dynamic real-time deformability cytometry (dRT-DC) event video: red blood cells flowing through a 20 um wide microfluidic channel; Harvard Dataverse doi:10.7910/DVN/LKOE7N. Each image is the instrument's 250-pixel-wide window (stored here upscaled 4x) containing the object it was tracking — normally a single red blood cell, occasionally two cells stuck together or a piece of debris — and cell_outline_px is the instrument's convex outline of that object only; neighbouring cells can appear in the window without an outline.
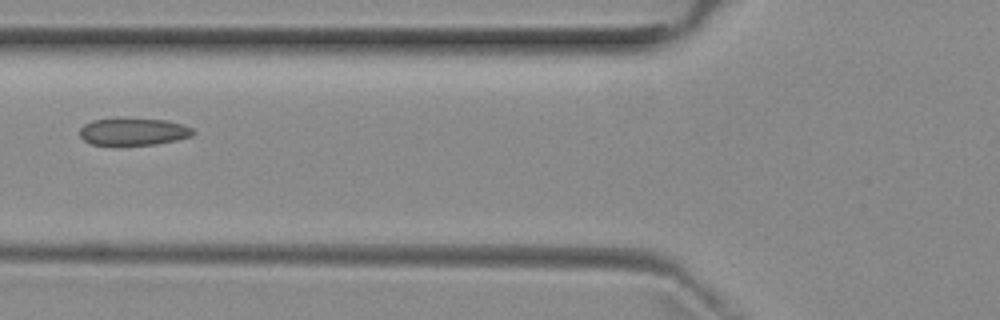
{"species": "common noctule bat (a hibernating species)", "species_latin": "Nyctalus noctula", "temperature_condition": "room temperature", "stored_images_in_passage": 5, "camera_frame_rate_fps": 3000, "um_per_image_px": 0.085, "animal": {"sex": "female", "body_mass_g": 29.2, "forearm_length_mm": 56.3}, "frame": {"image": 1, "passage_image": 4, "time_ms": 3.333, "image_size_px": [1000, 320], "cell_outline_px": [[196, 132], [192, 136], [176, 140], [156, 144], [116, 148], [92, 144], [84, 140], [80, 136], [80, 128], [84, 124], [92, 120], [116, 116], [124, 116], [168, 120], [184, 124], [192, 128]], "centroid_in_image_um": [11.3, 11.19], "position_along_channel_um": 114.5, "area_um2": 19.54}}
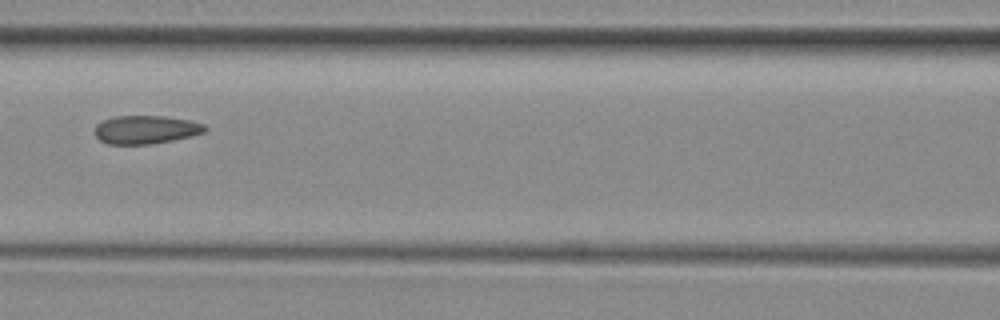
{"frame": {"image": 2, "passage_image": 5, "time_ms": 4.333, "image_size_px": [1000, 320], "cell_outline_px": [[208, 128], [204, 132], [192, 136], [152, 144], [108, 144], [100, 140], [92, 132], [96, 124], [104, 120], [116, 116], [164, 116], [192, 120], [204, 124]], "centroid_in_image_um": [12.39, 11.02], "position_along_channel_um": 154.2, "area_um2": 18.38}}